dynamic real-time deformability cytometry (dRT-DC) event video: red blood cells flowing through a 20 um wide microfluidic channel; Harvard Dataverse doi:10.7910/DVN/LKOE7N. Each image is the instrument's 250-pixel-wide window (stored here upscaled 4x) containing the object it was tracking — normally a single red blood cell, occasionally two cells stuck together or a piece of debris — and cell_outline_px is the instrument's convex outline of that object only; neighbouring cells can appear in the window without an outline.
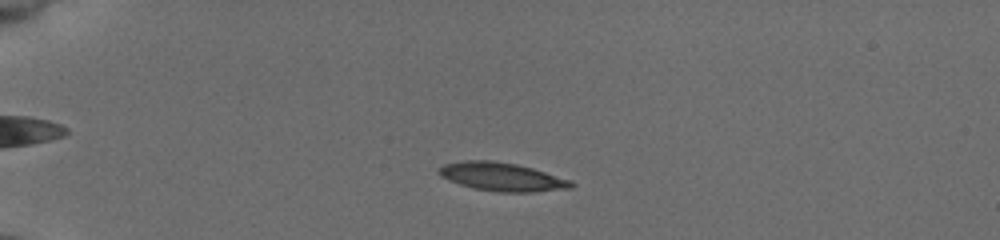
{"species": "common noctule bat (a hibernating species)", "species_latin": "Nyctalus noctula", "temperature_condition": "cold", "stored_images_in_passage": 51, "camera_frame_rate_fps": 3000, "um_per_image_px": 0.085, "animal": {"sex": "female", "body_mass_g": 19.5, "forearm_length_mm": 54.1}, "frame": {"image": 1, "passage_image": 11, "time_ms": 3.333, "image_size_px": [1000, 240], "cell_outline_px": [[576, 184], [572, 188], [532, 192], [500, 192], [472, 188], [448, 180], [440, 176], [436, 172], [436, 168], [444, 164], [464, 160], [492, 160], [516, 164], [532, 168], [572, 180]], "centroid_in_image_um": [42.64, 15.02], "position_along_channel_um": 42.4, "area_um2": 22.14}}
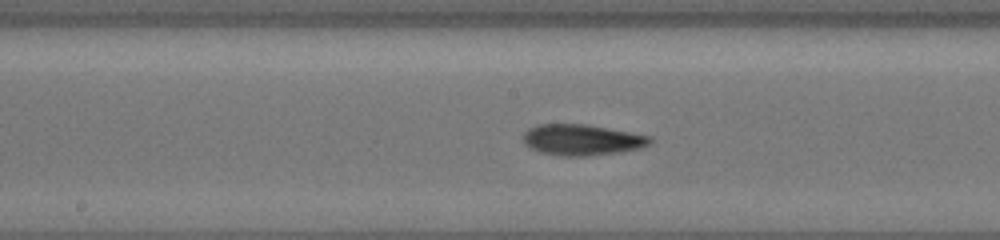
{"frame": {"image": 2, "passage_image": 27, "time_ms": 8.667, "image_size_px": [1000, 240], "cell_outline_px": [[652, 140], [648, 144], [640, 148], [620, 152], [588, 156], [560, 156], [540, 152], [528, 148], [524, 144], [520, 136], [528, 128], [536, 124], [588, 124], [652, 136]], "centroid_in_image_um": [49.4, 11.88], "position_along_channel_um": 198.8, "area_um2": 23.29}}
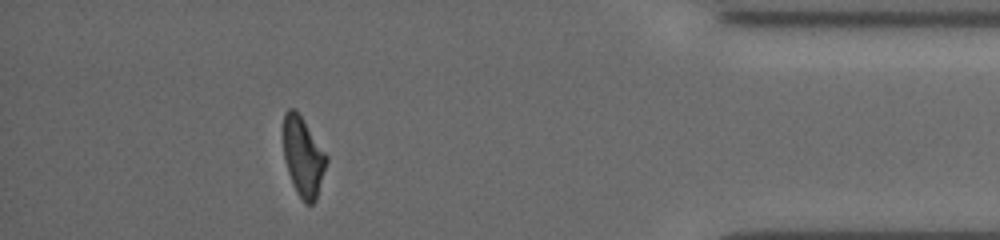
{"frame": {"image": 3, "passage_image": 46, "time_ms": 15.0, "image_size_px": [1000, 240], "cell_outline_px": [[328, 160], [316, 200], [312, 204], [304, 204], [296, 192], [292, 184], [284, 160], [284, 112], [288, 108], [296, 108], [328, 156]], "centroid_in_image_um": [25.77, 13.33], "position_along_channel_um": 409.4, "area_um2": 20.11}, "authors_computed_cell_mechanics": {"area_um2": 21.5594, "velocity_mm_per_s": 3.893, "shape_relaxation_time_tau1_ms": 4.6098, "shape_relaxation_time_tau2_ms": 6.2819, "deformation_change_tau1": 0.1585, "deformation_change_tau2": 0.1482}}